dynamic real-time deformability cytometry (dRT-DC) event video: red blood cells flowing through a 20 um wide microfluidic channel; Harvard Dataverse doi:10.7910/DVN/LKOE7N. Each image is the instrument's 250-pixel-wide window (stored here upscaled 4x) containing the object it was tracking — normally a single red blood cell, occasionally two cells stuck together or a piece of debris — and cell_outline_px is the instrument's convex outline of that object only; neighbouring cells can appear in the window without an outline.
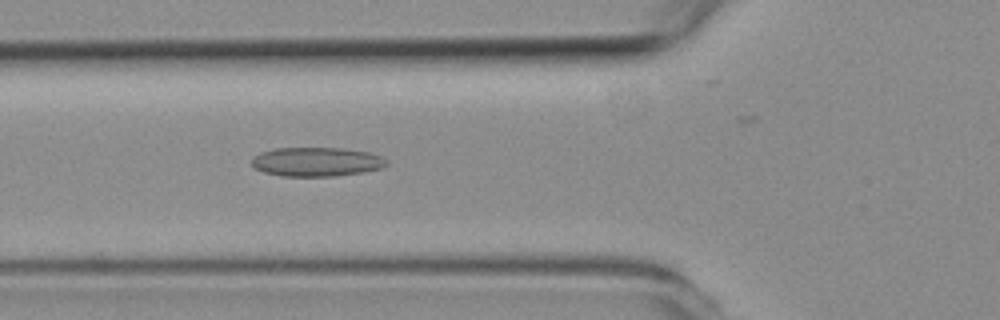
{"species": "common noctule bat (a hibernating species)", "species_latin": "Nyctalus noctula", "temperature_condition": "room temperature", "stored_images_in_passage": 5, "camera_frame_rate_fps": 3000, "um_per_image_px": 0.085, "animal": {"sex": "female", "body_mass_g": 19.3, "forearm_length_mm": 54.1}, "frame": {"image": 1, "passage_image": 5, "time_ms": 5.333, "image_size_px": [1000, 320], "cell_outline_px": [[388, 164], [380, 168], [364, 172], [336, 176], [280, 176], [264, 172], [252, 168], [252, 160], [260, 152], [276, 148], [340, 148], [368, 152], [380, 156], [388, 160]], "centroid_in_image_um": [26.89, 13.76], "position_along_channel_um": 98.9, "area_um2": 22.89}}